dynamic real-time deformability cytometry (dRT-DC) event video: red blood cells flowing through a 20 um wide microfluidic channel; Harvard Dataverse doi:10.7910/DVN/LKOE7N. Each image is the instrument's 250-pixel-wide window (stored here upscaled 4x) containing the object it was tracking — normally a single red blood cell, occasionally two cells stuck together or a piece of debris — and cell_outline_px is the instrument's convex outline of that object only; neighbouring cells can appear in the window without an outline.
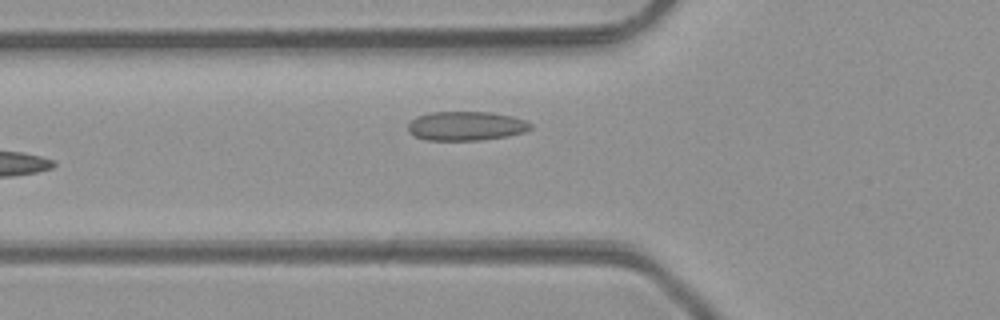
{"species": "common noctule bat (a hibernating species)", "species_latin": "Nyctalus noctula", "temperature_condition": "room temperature", "stored_images_in_passage": 4, "camera_frame_rate_fps": 3000, "um_per_image_px": 0.085, "animal": {"sex": "male", "body_mass_g": 23.1, "forearm_length_mm": 52.7}, "frame": {"image": 1, "passage_image": 4, "time_ms": 3.667, "image_size_px": [1000, 320], "cell_outline_px": [[532, 128], [524, 132], [508, 136], [480, 140], [428, 140], [416, 136], [408, 132], [408, 124], [416, 116], [428, 112], [492, 112], [512, 116], [524, 120], [532, 124]], "centroid_in_image_um": [39.61, 10.7], "position_along_channel_um": 86.2, "area_um2": 20.87}}